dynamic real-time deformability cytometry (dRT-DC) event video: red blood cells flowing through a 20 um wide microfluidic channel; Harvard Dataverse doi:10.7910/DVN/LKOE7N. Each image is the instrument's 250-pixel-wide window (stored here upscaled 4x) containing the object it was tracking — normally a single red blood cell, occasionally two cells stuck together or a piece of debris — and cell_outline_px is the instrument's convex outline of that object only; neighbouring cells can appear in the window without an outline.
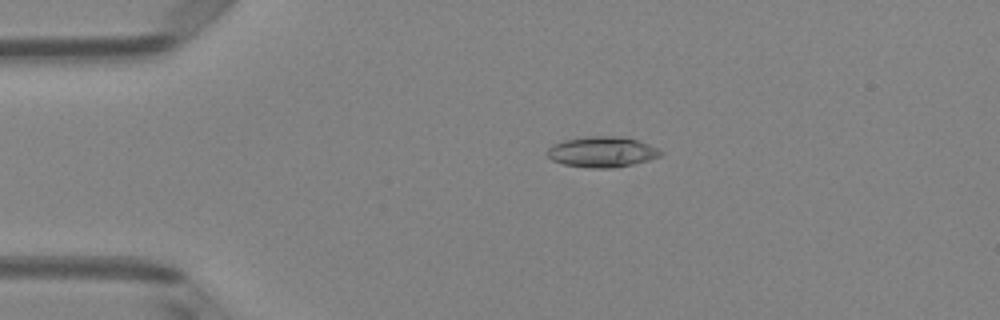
{"species": "Egyptian fruit bat (a non-hibernating species)", "species_latin": "Rousettus aegyptiacus", "temperature_condition": "room temperature", "stored_images_in_passage": 1, "camera_frame_rate_fps": 3000, "um_per_image_px": 0.085, "animal": {"sex": "female"}, "frame": {"image": 1, "passage_image": 1, "time_ms": 0.0, "image_size_px": [1000, 320], "cell_outline_px": [[664, 152], [660, 156], [648, 160], [632, 164], [612, 168], [592, 168], [564, 164], [552, 160], [548, 156], [548, 148], [552, 144], [564, 140], [588, 136], [624, 136], [648, 144]], "centroid_in_image_um": [51.17, 12.9], "position_along_channel_um": 33.8, "area_um2": 20.11}}